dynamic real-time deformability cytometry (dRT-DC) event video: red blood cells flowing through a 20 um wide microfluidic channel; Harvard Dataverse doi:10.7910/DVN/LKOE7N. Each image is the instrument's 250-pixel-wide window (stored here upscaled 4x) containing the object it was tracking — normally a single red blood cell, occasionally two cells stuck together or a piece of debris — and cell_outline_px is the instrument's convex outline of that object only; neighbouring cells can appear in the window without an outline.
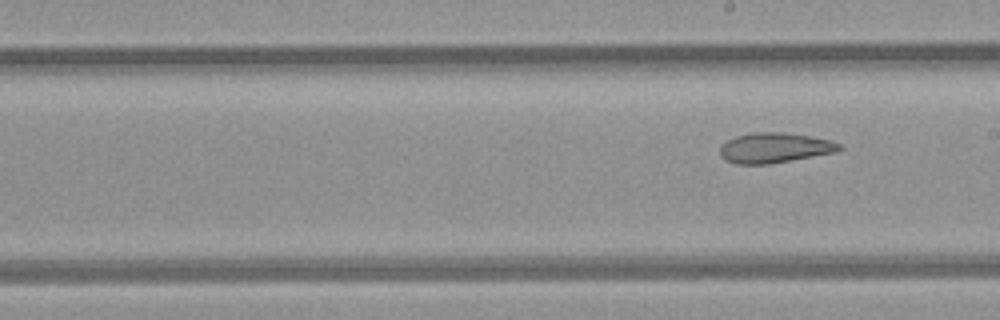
{"species": "common noctule bat (a hibernating species)", "species_latin": "Nyctalus noctula", "temperature_condition": "room temperature", "stored_images_in_passage": 9, "camera_frame_rate_fps": 3000, "um_per_image_px": 0.085, "animal": {"sex": "female", "body_mass_g": 21.9}, "frame": {"image": 1, "passage_image": 9, "time_ms": 9.0, "image_size_px": [1000, 320], "cell_outline_px": [[844, 148], [836, 152], [768, 164], [736, 164], [724, 160], [720, 156], [720, 144], [736, 136], [752, 132], [784, 132], [832, 140], [840, 144]], "centroid_in_image_um": [65.82, 12.56], "position_along_channel_um": 223.2, "area_um2": 21.04}}